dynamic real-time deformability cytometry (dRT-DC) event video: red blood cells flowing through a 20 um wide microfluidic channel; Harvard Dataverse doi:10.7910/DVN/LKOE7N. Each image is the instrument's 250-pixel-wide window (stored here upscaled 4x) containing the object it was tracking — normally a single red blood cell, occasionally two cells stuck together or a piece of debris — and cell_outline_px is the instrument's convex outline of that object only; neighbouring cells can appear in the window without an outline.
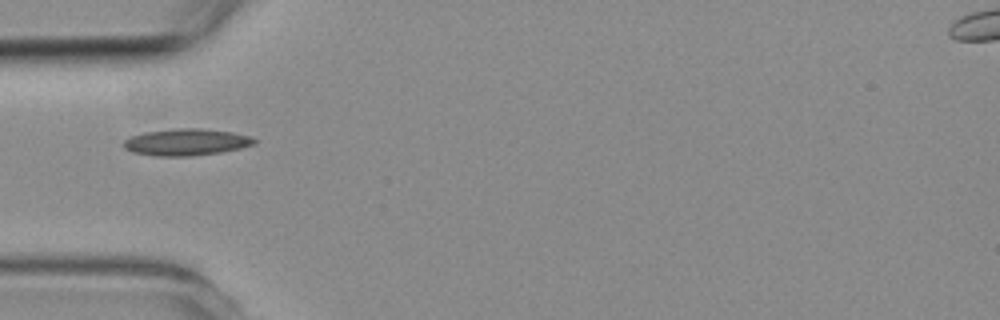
{"species": "common noctule bat (a hibernating species)", "species_latin": "Nyctalus noctula", "temperature_condition": "room temperature", "stored_images_in_passage": 2, "camera_frame_rate_fps": 3000, "um_per_image_px": 0.085, "animal": {"sex": "female", "body_mass_g": 19.3, "forearm_length_mm": 54.1}, "frame": {"image": 1, "passage_image": 1, "time_ms": 0.0, "image_size_px": [1000, 320], "cell_outline_px": [[256, 144], [240, 148], [220, 152], [192, 156], [156, 156], [132, 152], [124, 148], [124, 140], [132, 136], [144, 132], [176, 128], [200, 128], [232, 132], [252, 136], [256, 140]], "centroid_in_image_um": [15.85, 12.08], "position_along_channel_um": 69.2, "area_um2": 20.4}}
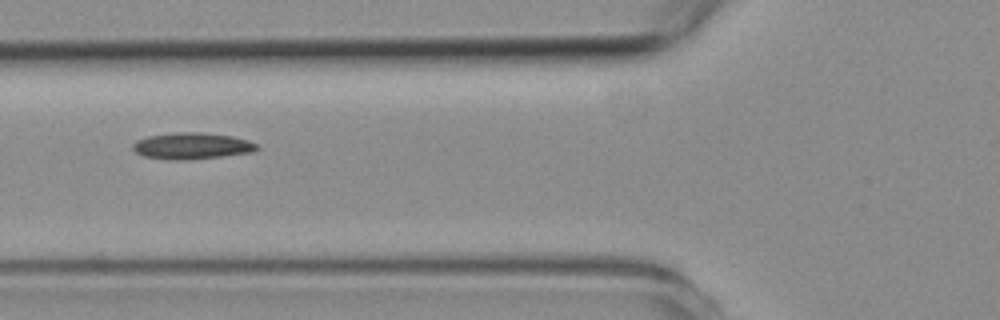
{"frame": {"image": 2, "passage_image": 2, "time_ms": 1.0, "image_size_px": [1000, 320], "cell_outline_px": [[260, 148], [252, 152], [192, 160], [172, 160], [144, 156], [136, 152], [132, 148], [132, 144], [136, 140], [148, 136], [176, 132], [200, 132], [232, 136], [248, 140], [256, 144]], "centroid_in_image_um": [16.3, 12.4], "position_along_channel_um": 109.5, "area_um2": 19.19}}